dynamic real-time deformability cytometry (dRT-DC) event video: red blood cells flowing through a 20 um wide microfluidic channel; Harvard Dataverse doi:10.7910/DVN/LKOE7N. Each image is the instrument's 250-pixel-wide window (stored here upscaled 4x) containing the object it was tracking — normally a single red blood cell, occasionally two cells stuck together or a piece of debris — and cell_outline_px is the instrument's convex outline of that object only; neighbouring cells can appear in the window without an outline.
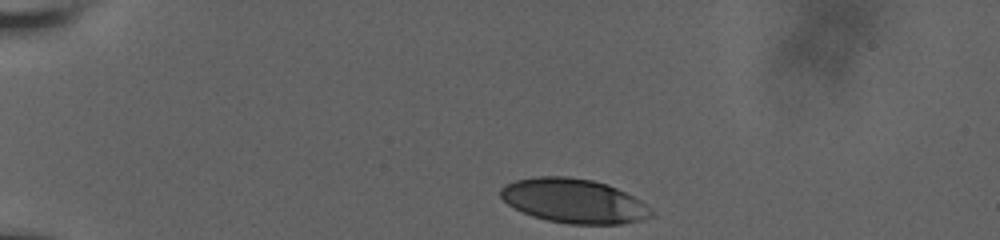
{"species": "human", "species_latin": "Homo sapiens", "temperature_condition": "room temperature", "stored_images_in_passage": 36, "camera_frame_rate_fps": 3000, "um_per_image_px": 0.085, "donor": {"sex": "male"}, "frame": {"image": 1, "passage_image": 1, "time_ms": 0.0, "image_size_px": [1000, 240], "cell_outline_px": [[656, 216], [644, 220], [620, 224], [568, 224], [548, 220], [532, 216], [508, 204], [500, 196], [500, 188], [504, 184], [516, 180], [536, 176], [568, 176], [592, 180], [608, 184], [640, 200]], "centroid_in_image_um": [48.78, 17.07], "position_along_channel_um": 36.2, "area_um2": 38.9}}
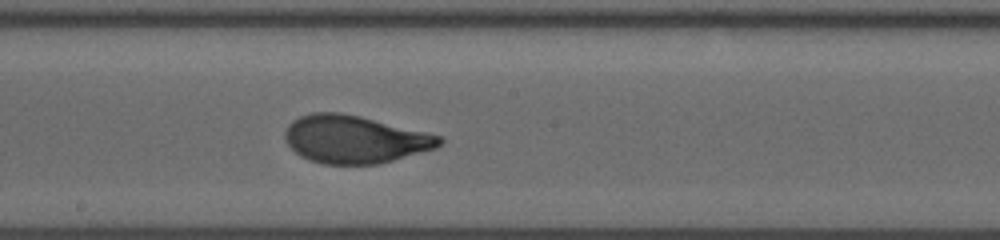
{"frame": {"image": 2, "passage_image": 21, "time_ms": 6.667, "image_size_px": [1000, 240], "cell_outline_px": [[444, 140], [436, 148], [380, 164], [324, 164], [308, 160], [300, 156], [288, 144], [284, 136], [284, 132], [288, 124], [292, 120], [300, 116], [312, 112], [340, 112], [360, 116], [444, 136]], "centroid_in_image_um": [30.15, 11.84], "position_along_channel_um": 218.0, "area_um2": 43.18}}
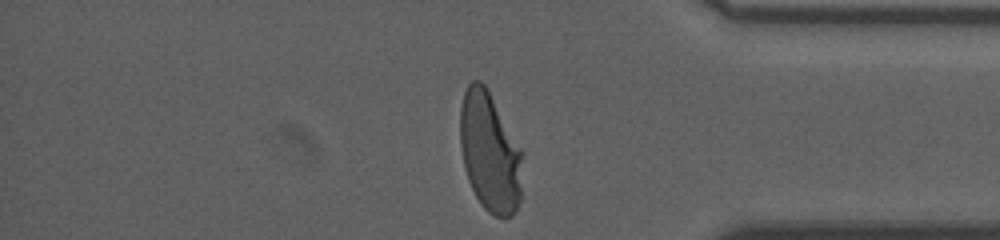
{"frame": {"image": 3, "passage_image": 36, "time_ms": 11.667, "image_size_px": [1000, 240], "cell_outline_px": [[524, 152], [520, 200], [516, 212], [512, 216], [496, 216], [488, 212], [480, 204], [468, 180], [464, 168], [460, 144], [460, 108], [464, 92], [468, 84], [472, 80], [480, 80], [484, 84]], "centroid_in_image_um": [41.65, 12.95], "position_along_channel_um": 393.6, "area_um2": 43.87}, "authors_computed_cell_mechanics": {"area_um2": 42.2518, "velocity_mm_per_s": 3.7835, "shape_relaxation_time_tau1_ms": 4.233, "shape_relaxation_time_tau2_ms": null, "deformation_change_tau1": 0.1961, "deformation_change_tau2": null}}